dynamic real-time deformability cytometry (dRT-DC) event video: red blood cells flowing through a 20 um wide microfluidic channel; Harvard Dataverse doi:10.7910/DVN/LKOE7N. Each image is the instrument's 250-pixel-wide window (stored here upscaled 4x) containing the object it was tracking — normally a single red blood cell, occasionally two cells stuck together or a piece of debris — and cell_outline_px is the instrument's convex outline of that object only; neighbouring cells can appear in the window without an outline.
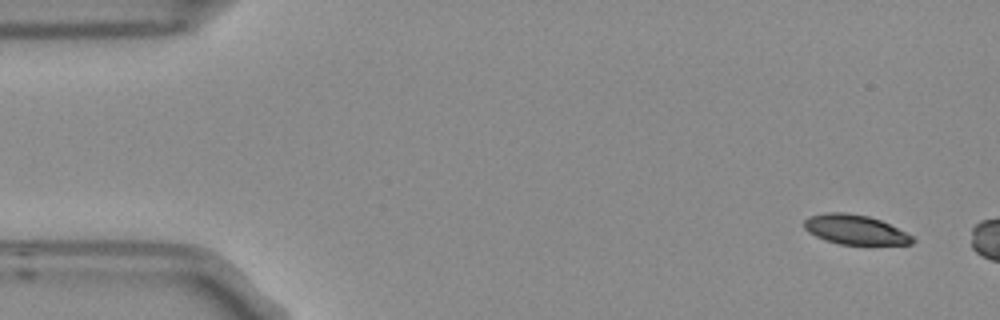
{"species": "Egyptian fruit bat (a non-hibernating species)", "species_latin": "Rousettus aegyptiacus", "temperature_condition": "room temperature", "stored_images_in_passage": 3, "camera_frame_rate_fps": 3000, "um_per_image_px": 0.085, "frame": {"image": 1, "passage_image": 1, "time_ms": 0.0, "image_size_px": [1000, 320], "cell_outline_px": [[916, 240], [912, 244], [840, 244], [824, 240], [808, 232], [804, 228], [804, 220], [808, 216], [824, 212], [844, 212], [868, 216], [880, 220], [912, 236]], "centroid_in_image_um": [72.63, 19.51], "position_along_channel_um": 12.4, "area_um2": 18.55}}